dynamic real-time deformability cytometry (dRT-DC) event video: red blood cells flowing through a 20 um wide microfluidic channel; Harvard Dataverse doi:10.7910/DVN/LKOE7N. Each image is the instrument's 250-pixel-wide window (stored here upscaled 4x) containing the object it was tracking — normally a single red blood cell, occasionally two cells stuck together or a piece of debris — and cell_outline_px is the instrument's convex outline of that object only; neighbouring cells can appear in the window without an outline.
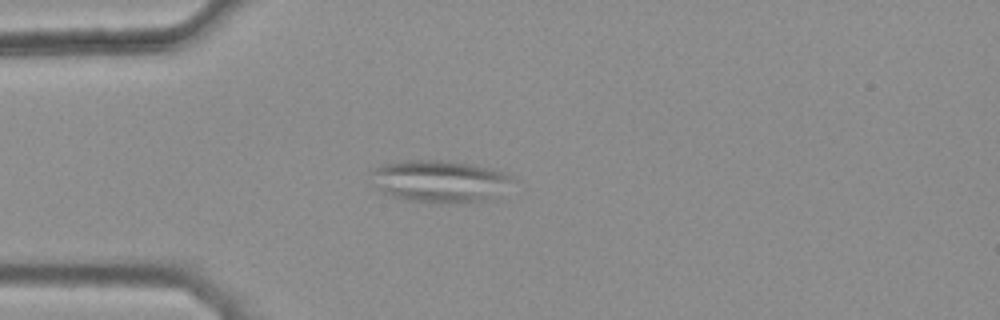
{"species": "common noctule bat (a hibernating species)", "species_latin": "Nyctalus noctula", "temperature_condition": "warm", "stored_images_in_passage": 43, "camera_frame_rate_fps": 3000, "um_per_image_px": 0.085, "animal": {"sex": "female", "body_mass_g": 25.1}, "frame": {"image": 1, "passage_image": 12, "time_ms": 3.667, "image_size_px": [1000, 320], "cell_outline_px": [[512, 176], [508, 180], [488, 196], [480, 200], [468, 204], [440, 204], [408, 200], [392, 196], [384, 192], [372, 184], [368, 172], [384, 164], [408, 160], [440, 160], [468, 164], [492, 168], [508, 172]], "centroid_in_image_um": [37.21, 15.4], "position_along_channel_um": 47.8, "area_um2": 34.04}}
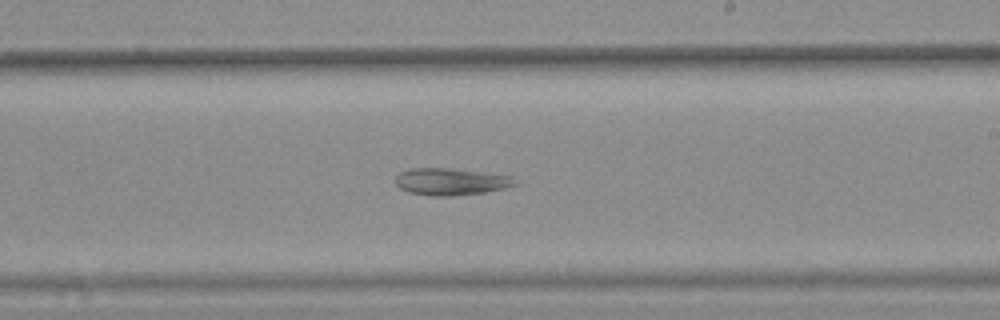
{"frame": {"image": 2, "passage_image": 29, "time_ms": 9.333, "image_size_px": [1000, 320], "cell_outline_px": [[520, 184], [504, 188], [484, 192], [452, 196], [432, 196], [408, 192], [400, 188], [396, 184], [396, 176], [400, 172], [408, 168], [452, 168], [512, 176]], "centroid_in_image_um": [38.33, 15.43], "position_along_channel_um": 250.7, "area_um2": 18.9}}
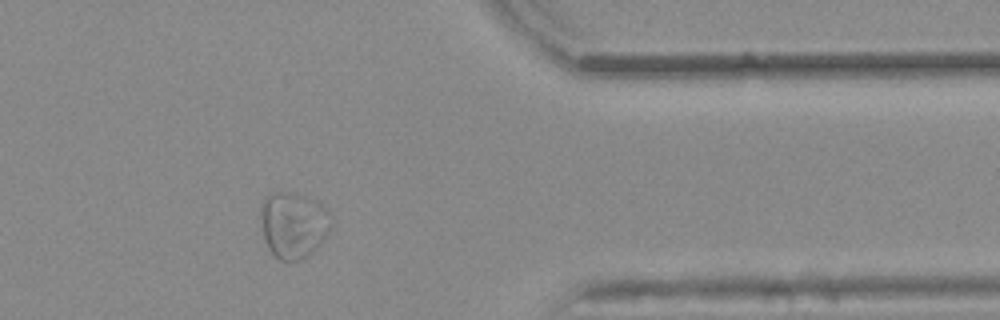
{"frame": {"image": 3, "passage_image": 41, "time_ms": 13.333, "image_size_px": [1000, 320], "cell_outline_px": [[328, 232], [316, 248], [308, 256], [300, 260], [280, 260], [268, 248], [264, 236], [260, 216], [260, 208], [264, 196], [272, 192], [288, 192], [304, 196], [320, 204], [328, 212]], "centroid_in_image_um": [24.87, 19.11], "position_along_channel_um": 386.5, "area_um2": 26.59}}